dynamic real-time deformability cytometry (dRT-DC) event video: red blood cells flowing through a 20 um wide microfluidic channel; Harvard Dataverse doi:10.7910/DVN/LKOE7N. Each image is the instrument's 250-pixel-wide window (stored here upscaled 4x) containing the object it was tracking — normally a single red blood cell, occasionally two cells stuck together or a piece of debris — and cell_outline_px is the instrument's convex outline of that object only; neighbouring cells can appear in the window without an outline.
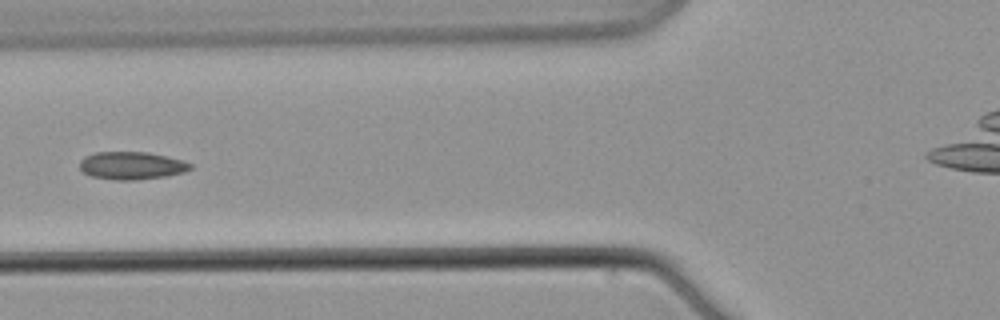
{"species": "common noctule bat (a hibernating species)", "species_latin": "Nyctalus noctula", "temperature_condition": "warm", "stored_images_in_passage": 8, "camera_frame_rate_fps": 3000, "um_per_image_px": 0.085, "animal": {"sex": "male", "body_mass_g": 21.5, "forearm_length_mm": 52.0}, "frame": {"image": 1, "passage_image": 8, "time_ms": 8.667, "image_size_px": [1000, 320], "cell_outline_px": [[192, 168], [184, 172], [168, 176], [136, 180], [116, 180], [92, 176], [84, 172], [80, 168], [80, 160], [84, 156], [96, 152], [148, 152], [180, 160], [192, 164]], "centroid_in_image_um": [11.18, 14.08], "position_along_channel_um": 114.6, "area_um2": 17.8}}